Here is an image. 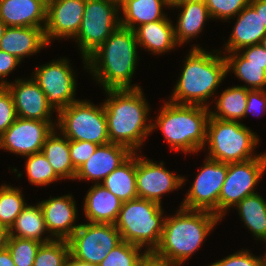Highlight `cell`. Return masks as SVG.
I'll list each match as a JSON object with an SVG mask.
<instances>
[{
	"mask_svg": "<svg viewBox=\"0 0 266 266\" xmlns=\"http://www.w3.org/2000/svg\"><path fill=\"white\" fill-rule=\"evenodd\" d=\"M142 88L104 90L107 99L103 102L110 143L126 146L137 153L143 142L152 133L149 104ZM149 121V124H148Z\"/></svg>",
	"mask_w": 266,
	"mask_h": 266,
	"instance_id": "obj_1",
	"label": "cell"
},
{
	"mask_svg": "<svg viewBox=\"0 0 266 266\" xmlns=\"http://www.w3.org/2000/svg\"><path fill=\"white\" fill-rule=\"evenodd\" d=\"M134 30L119 26L87 60V71L103 90L140 88L132 85L138 60Z\"/></svg>",
	"mask_w": 266,
	"mask_h": 266,
	"instance_id": "obj_2",
	"label": "cell"
},
{
	"mask_svg": "<svg viewBox=\"0 0 266 266\" xmlns=\"http://www.w3.org/2000/svg\"><path fill=\"white\" fill-rule=\"evenodd\" d=\"M220 53L223 54L219 50L208 52L200 45H193L183 60L184 66L169 101L209 108L207 100H211L227 75L226 60Z\"/></svg>",
	"mask_w": 266,
	"mask_h": 266,
	"instance_id": "obj_3",
	"label": "cell"
},
{
	"mask_svg": "<svg viewBox=\"0 0 266 266\" xmlns=\"http://www.w3.org/2000/svg\"><path fill=\"white\" fill-rule=\"evenodd\" d=\"M218 222L221 219L212 212L179 206L176 214L165 217L161 241L154 253L182 266L198 251Z\"/></svg>",
	"mask_w": 266,
	"mask_h": 266,
	"instance_id": "obj_4",
	"label": "cell"
},
{
	"mask_svg": "<svg viewBox=\"0 0 266 266\" xmlns=\"http://www.w3.org/2000/svg\"><path fill=\"white\" fill-rule=\"evenodd\" d=\"M210 109L166 101L157 120L151 123L152 132L158 128L171 150L186 154L197 153L205 148Z\"/></svg>",
	"mask_w": 266,
	"mask_h": 266,
	"instance_id": "obj_5",
	"label": "cell"
},
{
	"mask_svg": "<svg viewBox=\"0 0 266 266\" xmlns=\"http://www.w3.org/2000/svg\"><path fill=\"white\" fill-rule=\"evenodd\" d=\"M162 205L151 200L136 198L122 203L114 225L122 241L134 244L147 252L159 246L165 217Z\"/></svg>",
	"mask_w": 266,
	"mask_h": 266,
	"instance_id": "obj_6",
	"label": "cell"
},
{
	"mask_svg": "<svg viewBox=\"0 0 266 266\" xmlns=\"http://www.w3.org/2000/svg\"><path fill=\"white\" fill-rule=\"evenodd\" d=\"M241 121H225L209 116L207 123L206 157L223 163L251 160L261 154L254 153L259 137Z\"/></svg>",
	"mask_w": 266,
	"mask_h": 266,
	"instance_id": "obj_7",
	"label": "cell"
},
{
	"mask_svg": "<svg viewBox=\"0 0 266 266\" xmlns=\"http://www.w3.org/2000/svg\"><path fill=\"white\" fill-rule=\"evenodd\" d=\"M56 129L69 140L88 141L97 145L110 143L104 105L77 100L56 113Z\"/></svg>",
	"mask_w": 266,
	"mask_h": 266,
	"instance_id": "obj_8",
	"label": "cell"
},
{
	"mask_svg": "<svg viewBox=\"0 0 266 266\" xmlns=\"http://www.w3.org/2000/svg\"><path fill=\"white\" fill-rule=\"evenodd\" d=\"M120 3L115 0H86L81 27L73 38L78 43L84 68L87 58L120 26Z\"/></svg>",
	"mask_w": 266,
	"mask_h": 266,
	"instance_id": "obj_9",
	"label": "cell"
},
{
	"mask_svg": "<svg viewBox=\"0 0 266 266\" xmlns=\"http://www.w3.org/2000/svg\"><path fill=\"white\" fill-rule=\"evenodd\" d=\"M266 172V153L244 162L227 163V174L219 194L218 217L222 220L230 207L256 194L258 182ZM261 179V180H260Z\"/></svg>",
	"mask_w": 266,
	"mask_h": 266,
	"instance_id": "obj_10",
	"label": "cell"
},
{
	"mask_svg": "<svg viewBox=\"0 0 266 266\" xmlns=\"http://www.w3.org/2000/svg\"><path fill=\"white\" fill-rule=\"evenodd\" d=\"M122 242L114 224L81 223L68 239L70 255L79 261L99 265Z\"/></svg>",
	"mask_w": 266,
	"mask_h": 266,
	"instance_id": "obj_11",
	"label": "cell"
},
{
	"mask_svg": "<svg viewBox=\"0 0 266 266\" xmlns=\"http://www.w3.org/2000/svg\"><path fill=\"white\" fill-rule=\"evenodd\" d=\"M67 58L53 60L34 70L32 78L47 97L48 104L57 113L79 99L75 98L76 79Z\"/></svg>",
	"mask_w": 266,
	"mask_h": 266,
	"instance_id": "obj_12",
	"label": "cell"
},
{
	"mask_svg": "<svg viewBox=\"0 0 266 266\" xmlns=\"http://www.w3.org/2000/svg\"><path fill=\"white\" fill-rule=\"evenodd\" d=\"M205 159L180 206L212 212L218 216L219 194L226 178L227 163Z\"/></svg>",
	"mask_w": 266,
	"mask_h": 266,
	"instance_id": "obj_13",
	"label": "cell"
},
{
	"mask_svg": "<svg viewBox=\"0 0 266 266\" xmlns=\"http://www.w3.org/2000/svg\"><path fill=\"white\" fill-rule=\"evenodd\" d=\"M56 127V121L17 118L0 136V148L15 155L41 152L44 142Z\"/></svg>",
	"mask_w": 266,
	"mask_h": 266,
	"instance_id": "obj_14",
	"label": "cell"
},
{
	"mask_svg": "<svg viewBox=\"0 0 266 266\" xmlns=\"http://www.w3.org/2000/svg\"><path fill=\"white\" fill-rule=\"evenodd\" d=\"M164 162L156 163L136 153V190L138 198L161 203L162 196L178 190L186 178L165 169Z\"/></svg>",
	"mask_w": 266,
	"mask_h": 266,
	"instance_id": "obj_15",
	"label": "cell"
},
{
	"mask_svg": "<svg viewBox=\"0 0 266 266\" xmlns=\"http://www.w3.org/2000/svg\"><path fill=\"white\" fill-rule=\"evenodd\" d=\"M86 0H47L44 28L49 45L58 38H74L82 23Z\"/></svg>",
	"mask_w": 266,
	"mask_h": 266,
	"instance_id": "obj_16",
	"label": "cell"
},
{
	"mask_svg": "<svg viewBox=\"0 0 266 266\" xmlns=\"http://www.w3.org/2000/svg\"><path fill=\"white\" fill-rule=\"evenodd\" d=\"M14 82H9L5 86L12 94L19 118L55 121L51 119L55 111L48 104L47 97L32 77L28 80L17 78Z\"/></svg>",
	"mask_w": 266,
	"mask_h": 266,
	"instance_id": "obj_17",
	"label": "cell"
},
{
	"mask_svg": "<svg viewBox=\"0 0 266 266\" xmlns=\"http://www.w3.org/2000/svg\"><path fill=\"white\" fill-rule=\"evenodd\" d=\"M49 234L54 239L68 240L78 229L75 224L78 212L73 195L59 197L50 196L49 199L39 202Z\"/></svg>",
	"mask_w": 266,
	"mask_h": 266,
	"instance_id": "obj_18",
	"label": "cell"
},
{
	"mask_svg": "<svg viewBox=\"0 0 266 266\" xmlns=\"http://www.w3.org/2000/svg\"><path fill=\"white\" fill-rule=\"evenodd\" d=\"M133 152L126 146L108 143L99 145L95 152L77 170L74 180H91L100 184Z\"/></svg>",
	"mask_w": 266,
	"mask_h": 266,
	"instance_id": "obj_19",
	"label": "cell"
},
{
	"mask_svg": "<svg viewBox=\"0 0 266 266\" xmlns=\"http://www.w3.org/2000/svg\"><path fill=\"white\" fill-rule=\"evenodd\" d=\"M47 0H0V20L7 27L45 28Z\"/></svg>",
	"mask_w": 266,
	"mask_h": 266,
	"instance_id": "obj_20",
	"label": "cell"
},
{
	"mask_svg": "<svg viewBox=\"0 0 266 266\" xmlns=\"http://www.w3.org/2000/svg\"><path fill=\"white\" fill-rule=\"evenodd\" d=\"M235 17L237 18L235 25L223 50L235 52L248 46L260 44L266 35V26L262 23L260 14L248 4Z\"/></svg>",
	"mask_w": 266,
	"mask_h": 266,
	"instance_id": "obj_21",
	"label": "cell"
},
{
	"mask_svg": "<svg viewBox=\"0 0 266 266\" xmlns=\"http://www.w3.org/2000/svg\"><path fill=\"white\" fill-rule=\"evenodd\" d=\"M48 45L44 29L36 27H7L0 39V50L14 55L20 61Z\"/></svg>",
	"mask_w": 266,
	"mask_h": 266,
	"instance_id": "obj_22",
	"label": "cell"
},
{
	"mask_svg": "<svg viewBox=\"0 0 266 266\" xmlns=\"http://www.w3.org/2000/svg\"><path fill=\"white\" fill-rule=\"evenodd\" d=\"M83 202V213L90 223L114 224L122 206L121 200L101 184L91 186Z\"/></svg>",
	"mask_w": 266,
	"mask_h": 266,
	"instance_id": "obj_23",
	"label": "cell"
},
{
	"mask_svg": "<svg viewBox=\"0 0 266 266\" xmlns=\"http://www.w3.org/2000/svg\"><path fill=\"white\" fill-rule=\"evenodd\" d=\"M171 8H181L177 24L174 25L175 40L180 46L199 36L205 22L212 19L204 0H186Z\"/></svg>",
	"mask_w": 266,
	"mask_h": 266,
	"instance_id": "obj_24",
	"label": "cell"
},
{
	"mask_svg": "<svg viewBox=\"0 0 266 266\" xmlns=\"http://www.w3.org/2000/svg\"><path fill=\"white\" fill-rule=\"evenodd\" d=\"M173 22L168 18L141 24L134 29L139 48L155 55L170 52L179 46L174 35Z\"/></svg>",
	"mask_w": 266,
	"mask_h": 266,
	"instance_id": "obj_25",
	"label": "cell"
},
{
	"mask_svg": "<svg viewBox=\"0 0 266 266\" xmlns=\"http://www.w3.org/2000/svg\"><path fill=\"white\" fill-rule=\"evenodd\" d=\"M163 7H168L166 0H122L120 26L134 30L141 24L166 18Z\"/></svg>",
	"mask_w": 266,
	"mask_h": 266,
	"instance_id": "obj_26",
	"label": "cell"
},
{
	"mask_svg": "<svg viewBox=\"0 0 266 266\" xmlns=\"http://www.w3.org/2000/svg\"><path fill=\"white\" fill-rule=\"evenodd\" d=\"M58 132L56 128L52 131L44 142L41 152L60 179L74 180L77 170L72 165L69 139Z\"/></svg>",
	"mask_w": 266,
	"mask_h": 266,
	"instance_id": "obj_27",
	"label": "cell"
},
{
	"mask_svg": "<svg viewBox=\"0 0 266 266\" xmlns=\"http://www.w3.org/2000/svg\"><path fill=\"white\" fill-rule=\"evenodd\" d=\"M46 233H49V231L47 230L43 211L39 203L33 206L27 204L9 229V236L12 237L32 239L40 243L54 240L48 234L44 238L42 235Z\"/></svg>",
	"mask_w": 266,
	"mask_h": 266,
	"instance_id": "obj_28",
	"label": "cell"
},
{
	"mask_svg": "<svg viewBox=\"0 0 266 266\" xmlns=\"http://www.w3.org/2000/svg\"><path fill=\"white\" fill-rule=\"evenodd\" d=\"M100 184L118 197L122 203L138 198L136 190V153H132Z\"/></svg>",
	"mask_w": 266,
	"mask_h": 266,
	"instance_id": "obj_29",
	"label": "cell"
},
{
	"mask_svg": "<svg viewBox=\"0 0 266 266\" xmlns=\"http://www.w3.org/2000/svg\"><path fill=\"white\" fill-rule=\"evenodd\" d=\"M224 57L227 73L233 71L239 80L246 83L239 86L249 90H266V64L249 63L237 51L227 52Z\"/></svg>",
	"mask_w": 266,
	"mask_h": 266,
	"instance_id": "obj_30",
	"label": "cell"
},
{
	"mask_svg": "<svg viewBox=\"0 0 266 266\" xmlns=\"http://www.w3.org/2000/svg\"><path fill=\"white\" fill-rule=\"evenodd\" d=\"M235 207L255 240L266 242V200L256 193L245 197Z\"/></svg>",
	"mask_w": 266,
	"mask_h": 266,
	"instance_id": "obj_31",
	"label": "cell"
},
{
	"mask_svg": "<svg viewBox=\"0 0 266 266\" xmlns=\"http://www.w3.org/2000/svg\"><path fill=\"white\" fill-rule=\"evenodd\" d=\"M248 90L243 86H233L225 89L215 100V110H210V116L225 121H238L244 118Z\"/></svg>",
	"mask_w": 266,
	"mask_h": 266,
	"instance_id": "obj_32",
	"label": "cell"
},
{
	"mask_svg": "<svg viewBox=\"0 0 266 266\" xmlns=\"http://www.w3.org/2000/svg\"><path fill=\"white\" fill-rule=\"evenodd\" d=\"M24 198L23 192L17 186L13 187L6 184L0 186V224L8 230L27 205Z\"/></svg>",
	"mask_w": 266,
	"mask_h": 266,
	"instance_id": "obj_33",
	"label": "cell"
},
{
	"mask_svg": "<svg viewBox=\"0 0 266 266\" xmlns=\"http://www.w3.org/2000/svg\"><path fill=\"white\" fill-rule=\"evenodd\" d=\"M69 257L68 240L54 239L41 244L35 255L33 266H66Z\"/></svg>",
	"mask_w": 266,
	"mask_h": 266,
	"instance_id": "obj_34",
	"label": "cell"
},
{
	"mask_svg": "<svg viewBox=\"0 0 266 266\" xmlns=\"http://www.w3.org/2000/svg\"><path fill=\"white\" fill-rule=\"evenodd\" d=\"M26 157V175L28 181L35 186H46L61 180L54 172L52 166L42 152Z\"/></svg>",
	"mask_w": 266,
	"mask_h": 266,
	"instance_id": "obj_35",
	"label": "cell"
},
{
	"mask_svg": "<svg viewBox=\"0 0 266 266\" xmlns=\"http://www.w3.org/2000/svg\"><path fill=\"white\" fill-rule=\"evenodd\" d=\"M141 247L122 241L113 248L98 266H138L147 252Z\"/></svg>",
	"mask_w": 266,
	"mask_h": 266,
	"instance_id": "obj_36",
	"label": "cell"
},
{
	"mask_svg": "<svg viewBox=\"0 0 266 266\" xmlns=\"http://www.w3.org/2000/svg\"><path fill=\"white\" fill-rule=\"evenodd\" d=\"M41 244L36 240L9 236L6 247L16 266H33L35 255Z\"/></svg>",
	"mask_w": 266,
	"mask_h": 266,
	"instance_id": "obj_37",
	"label": "cell"
},
{
	"mask_svg": "<svg viewBox=\"0 0 266 266\" xmlns=\"http://www.w3.org/2000/svg\"><path fill=\"white\" fill-rule=\"evenodd\" d=\"M213 19L228 21L244 9L250 0H204Z\"/></svg>",
	"mask_w": 266,
	"mask_h": 266,
	"instance_id": "obj_38",
	"label": "cell"
},
{
	"mask_svg": "<svg viewBox=\"0 0 266 266\" xmlns=\"http://www.w3.org/2000/svg\"><path fill=\"white\" fill-rule=\"evenodd\" d=\"M17 118L12 94L6 86H0V136Z\"/></svg>",
	"mask_w": 266,
	"mask_h": 266,
	"instance_id": "obj_39",
	"label": "cell"
},
{
	"mask_svg": "<svg viewBox=\"0 0 266 266\" xmlns=\"http://www.w3.org/2000/svg\"><path fill=\"white\" fill-rule=\"evenodd\" d=\"M208 266H262V258L242 249Z\"/></svg>",
	"mask_w": 266,
	"mask_h": 266,
	"instance_id": "obj_40",
	"label": "cell"
},
{
	"mask_svg": "<svg viewBox=\"0 0 266 266\" xmlns=\"http://www.w3.org/2000/svg\"><path fill=\"white\" fill-rule=\"evenodd\" d=\"M98 146L88 141L69 140L70 157L73 167L78 170L91 157Z\"/></svg>",
	"mask_w": 266,
	"mask_h": 266,
	"instance_id": "obj_41",
	"label": "cell"
},
{
	"mask_svg": "<svg viewBox=\"0 0 266 266\" xmlns=\"http://www.w3.org/2000/svg\"><path fill=\"white\" fill-rule=\"evenodd\" d=\"M261 112L264 114L266 112V90H248L244 118H246L249 113L260 116Z\"/></svg>",
	"mask_w": 266,
	"mask_h": 266,
	"instance_id": "obj_42",
	"label": "cell"
},
{
	"mask_svg": "<svg viewBox=\"0 0 266 266\" xmlns=\"http://www.w3.org/2000/svg\"><path fill=\"white\" fill-rule=\"evenodd\" d=\"M17 57L9 54L5 51L0 50V86H5L9 81L3 80L6 76L15 70L16 66L21 64Z\"/></svg>",
	"mask_w": 266,
	"mask_h": 266,
	"instance_id": "obj_43",
	"label": "cell"
},
{
	"mask_svg": "<svg viewBox=\"0 0 266 266\" xmlns=\"http://www.w3.org/2000/svg\"><path fill=\"white\" fill-rule=\"evenodd\" d=\"M237 52L249 63L266 64V50L261 44L248 46Z\"/></svg>",
	"mask_w": 266,
	"mask_h": 266,
	"instance_id": "obj_44",
	"label": "cell"
},
{
	"mask_svg": "<svg viewBox=\"0 0 266 266\" xmlns=\"http://www.w3.org/2000/svg\"><path fill=\"white\" fill-rule=\"evenodd\" d=\"M138 266H180L175 262L157 256L154 252H146Z\"/></svg>",
	"mask_w": 266,
	"mask_h": 266,
	"instance_id": "obj_45",
	"label": "cell"
},
{
	"mask_svg": "<svg viewBox=\"0 0 266 266\" xmlns=\"http://www.w3.org/2000/svg\"><path fill=\"white\" fill-rule=\"evenodd\" d=\"M249 4L260 14L262 23L266 26V0H250Z\"/></svg>",
	"mask_w": 266,
	"mask_h": 266,
	"instance_id": "obj_46",
	"label": "cell"
},
{
	"mask_svg": "<svg viewBox=\"0 0 266 266\" xmlns=\"http://www.w3.org/2000/svg\"><path fill=\"white\" fill-rule=\"evenodd\" d=\"M0 266H16L7 247L0 250Z\"/></svg>",
	"mask_w": 266,
	"mask_h": 266,
	"instance_id": "obj_47",
	"label": "cell"
},
{
	"mask_svg": "<svg viewBox=\"0 0 266 266\" xmlns=\"http://www.w3.org/2000/svg\"><path fill=\"white\" fill-rule=\"evenodd\" d=\"M8 237L9 230L4 225L0 224V250L6 248Z\"/></svg>",
	"mask_w": 266,
	"mask_h": 266,
	"instance_id": "obj_48",
	"label": "cell"
},
{
	"mask_svg": "<svg viewBox=\"0 0 266 266\" xmlns=\"http://www.w3.org/2000/svg\"><path fill=\"white\" fill-rule=\"evenodd\" d=\"M66 266H97V265L76 260L70 255Z\"/></svg>",
	"mask_w": 266,
	"mask_h": 266,
	"instance_id": "obj_49",
	"label": "cell"
},
{
	"mask_svg": "<svg viewBox=\"0 0 266 266\" xmlns=\"http://www.w3.org/2000/svg\"><path fill=\"white\" fill-rule=\"evenodd\" d=\"M6 28H7V26L0 20V39L4 35Z\"/></svg>",
	"mask_w": 266,
	"mask_h": 266,
	"instance_id": "obj_50",
	"label": "cell"
},
{
	"mask_svg": "<svg viewBox=\"0 0 266 266\" xmlns=\"http://www.w3.org/2000/svg\"><path fill=\"white\" fill-rule=\"evenodd\" d=\"M166 1H167L168 5L171 8L172 6L178 4V3L182 2V1H186V0H166Z\"/></svg>",
	"mask_w": 266,
	"mask_h": 266,
	"instance_id": "obj_51",
	"label": "cell"
},
{
	"mask_svg": "<svg viewBox=\"0 0 266 266\" xmlns=\"http://www.w3.org/2000/svg\"><path fill=\"white\" fill-rule=\"evenodd\" d=\"M260 44H261V45L263 46V48L266 50V35L262 38Z\"/></svg>",
	"mask_w": 266,
	"mask_h": 266,
	"instance_id": "obj_52",
	"label": "cell"
},
{
	"mask_svg": "<svg viewBox=\"0 0 266 266\" xmlns=\"http://www.w3.org/2000/svg\"><path fill=\"white\" fill-rule=\"evenodd\" d=\"M261 258H262V266H266V252L264 253L263 256H261Z\"/></svg>",
	"mask_w": 266,
	"mask_h": 266,
	"instance_id": "obj_53",
	"label": "cell"
}]
</instances>
